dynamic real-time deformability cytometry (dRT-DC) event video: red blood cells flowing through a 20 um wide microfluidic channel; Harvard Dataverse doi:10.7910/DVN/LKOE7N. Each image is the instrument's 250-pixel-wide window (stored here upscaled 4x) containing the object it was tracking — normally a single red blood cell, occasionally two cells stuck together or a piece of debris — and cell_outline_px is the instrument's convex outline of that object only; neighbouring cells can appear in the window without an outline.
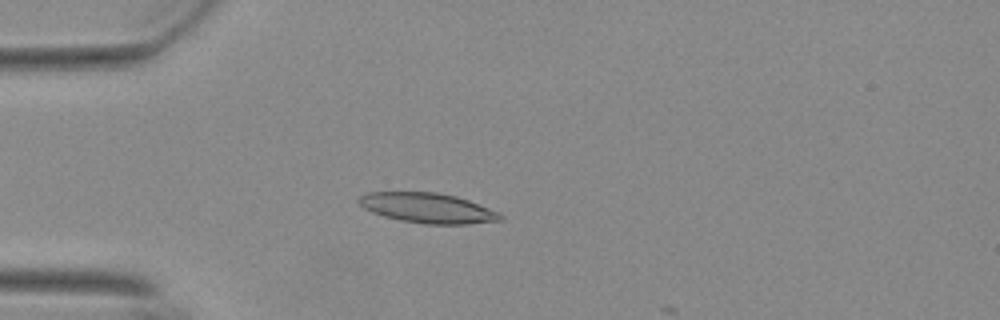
{"species": "Egyptian fruit bat (a non-hibernating species)", "species_latin": "Rousettus aegyptiacus", "temperature_condition": "warm", "stored_images_in_passage": 16, "camera_frame_rate_fps": 3000, "um_per_image_px": 0.085, "animal": {"sex": "female"}, "frame": {"image": 1, "passage_image": 15, "time_ms": 4.667, "image_size_px": [1000, 320], "cell_outline_px": [[504, 216], [500, 220], [468, 224], [424, 224], [400, 220], [384, 216], [372, 212], [364, 208], [356, 200], [360, 196], [368, 192], [436, 192], [456, 196], [468, 200], [500, 212]], "centroid_in_image_um": [36.35, 17.68], "position_along_channel_um": 48.7, "area_um2": 24.74}}